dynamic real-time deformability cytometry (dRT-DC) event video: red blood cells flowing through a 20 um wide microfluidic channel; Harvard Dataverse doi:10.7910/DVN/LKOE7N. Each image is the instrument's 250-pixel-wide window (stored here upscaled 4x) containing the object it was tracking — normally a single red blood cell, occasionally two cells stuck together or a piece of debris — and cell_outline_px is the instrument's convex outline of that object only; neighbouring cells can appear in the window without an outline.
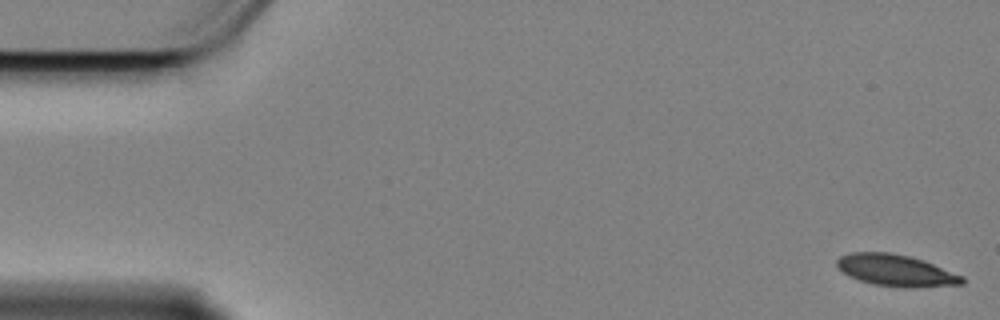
{"species": "Egyptian fruit bat (a non-hibernating species)", "species_latin": "Rousettus aegyptiacus", "temperature_condition": "cold", "stored_images_in_passage": 17, "camera_frame_rate_fps": 3000, "um_per_image_px": 0.085, "animal": {"sex": "female"}, "frame": {"image": 1, "passage_image": 1, "time_ms": 0.0, "image_size_px": [1000, 320], "cell_outline_px": [[964, 284], [912, 288], [908, 288], [872, 284], [848, 276], [836, 268], [836, 260], [840, 256], [852, 252], [888, 252], [908, 256], [924, 260], [964, 276]], "centroid_in_image_um": [76.14, 22.99], "position_along_channel_um": 8.9, "area_um2": 23.29}}
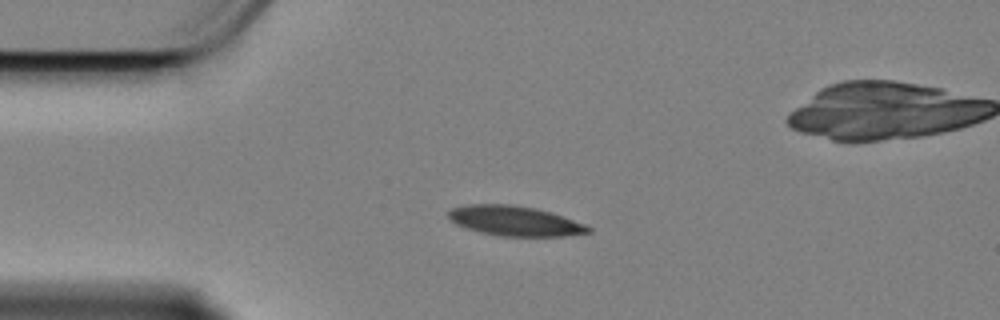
{"frame": {"image": 2, "passage_image": 13, "time_ms": 4.0, "image_size_px": [1000, 320], "cell_outline_px": [[592, 232], [564, 236], [500, 236], [480, 232], [464, 228], [456, 224], [448, 216], [448, 212], [452, 208], [468, 204], [512, 204], [536, 208], [552, 212], [584, 224], [592, 228]], "centroid_in_image_um": [43.76, 18.77], "position_along_channel_um": 41.2, "area_um2": 24.45}}